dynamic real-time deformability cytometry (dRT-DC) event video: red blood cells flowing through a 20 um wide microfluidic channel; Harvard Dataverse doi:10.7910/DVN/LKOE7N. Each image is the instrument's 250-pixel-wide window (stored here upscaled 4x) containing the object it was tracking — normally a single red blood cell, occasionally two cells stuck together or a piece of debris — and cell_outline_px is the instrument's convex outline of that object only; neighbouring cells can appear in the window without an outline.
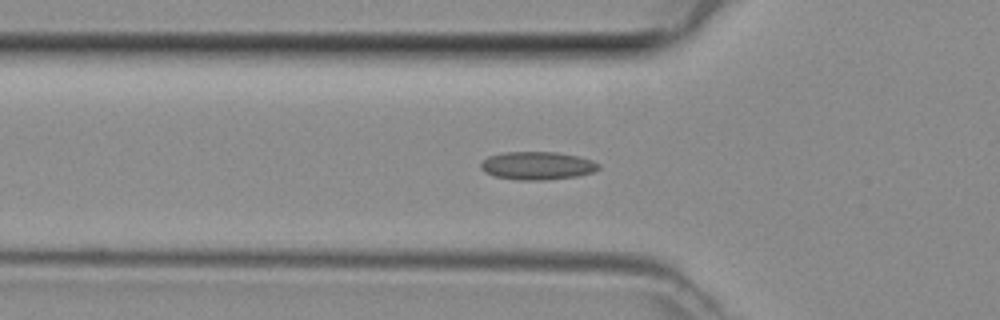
{"species": "common noctule bat (a hibernating species)", "species_latin": "Nyctalus noctula", "temperature_condition": "room temperature", "stored_images_in_passage": 33, "camera_frame_rate_fps": 3000, "um_per_image_px": 0.085, "animal": {"sex": "female", "body_mass_g": 29.2, "forearm_length_mm": 56.3}, "frame": {"image": 1, "passage_image": 5, "time_ms": 1.333, "image_size_px": [1000, 320], "cell_outline_px": [[600, 168], [592, 172], [576, 176], [544, 180], [520, 180], [496, 176], [484, 172], [480, 168], [480, 164], [488, 156], [504, 152], [556, 152], [580, 156], [592, 160], [600, 164]], "centroid_in_image_um": [45.68, 14.07], "position_along_channel_um": 80.1, "area_um2": 19.25}}
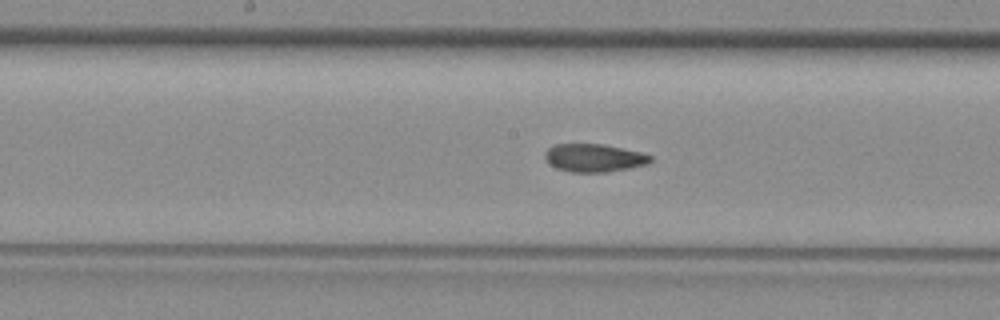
{"frame": {"image": 2, "passage_image": 13, "time_ms": 4.0, "image_size_px": [1000, 320], "cell_outline_px": [[652, 160], [648, 164], [608, 172], [572, 172], [556, 168], [544, 156], [544, 152], [548, 148], [556, 144], [600, 144], [640, 152], [652, 156]], "centroid_in_image_um": [50.5, 13.42], "position_along_channel_um": 197.7, "area_um2": 16.99}}
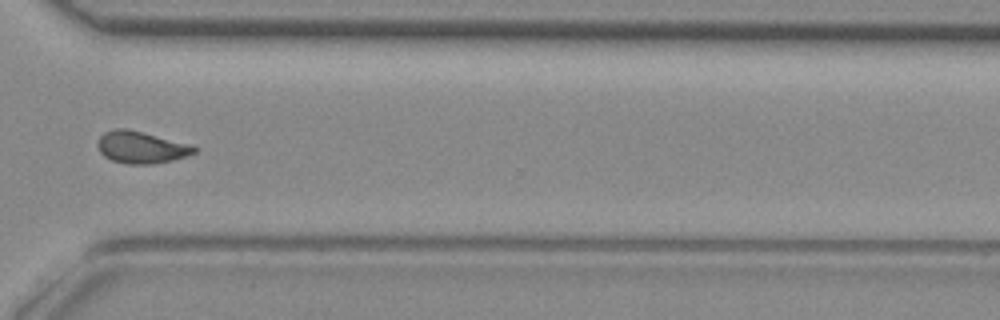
{"frame": {"image": 3, "passage_image": 24, "time_ms": 7.667, "image_size_px": [1000, 320], "cell_outline_px": [[196, 152], [172, 160], [152, 164], [128, 164], [112, 160], [104, 156], [100, 152], [96, 144], [100, 136], [104, 132], [116, 128], [124, 128], [192, 144], [196, 148]], "centroid_in_image_um": [11.97, 12.52], "position_along_channel_um": 358.6, "area_um2": 17.86}}